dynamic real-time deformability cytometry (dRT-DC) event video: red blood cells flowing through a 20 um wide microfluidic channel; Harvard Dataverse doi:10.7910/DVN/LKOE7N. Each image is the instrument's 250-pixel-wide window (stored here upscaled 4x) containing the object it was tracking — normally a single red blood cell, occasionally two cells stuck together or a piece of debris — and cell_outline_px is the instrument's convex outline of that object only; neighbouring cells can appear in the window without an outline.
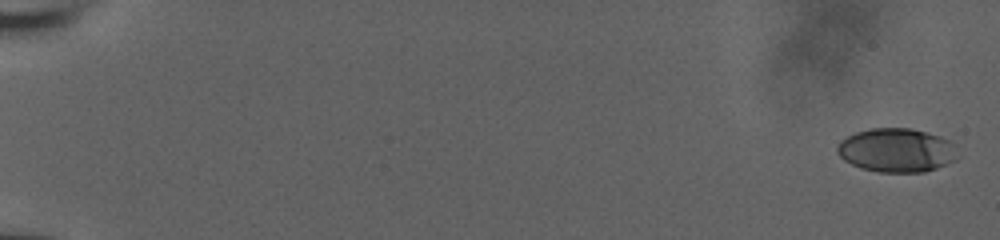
{"species": "human", "species_latin": "Homo sapiens", "temperature_condition": "room temperature", "stored_images_in_passage": 16, "camera_frame_rate_fps": 3000, "um_per_image_px": 0.085, "donor": {"sex": "male"}, "frame": {"image": 1, "passage_image": 1, "time_ms": 0.0, "image_size_px": [1000, 240], "cell_outline_px": [[956, 160], [936, 168], [924, 172], [880, 172], [860, 168], [844, 160], [836, 152], [836, 148], [840, 140], [856, 132], [868, 128], [912, 128], [940, 136], [948, 140], [952, 144]], "centroid_in_image_um": [76.15, 12.76], "position_along_channel_um": 8.8, "area_um2": 30.63}}
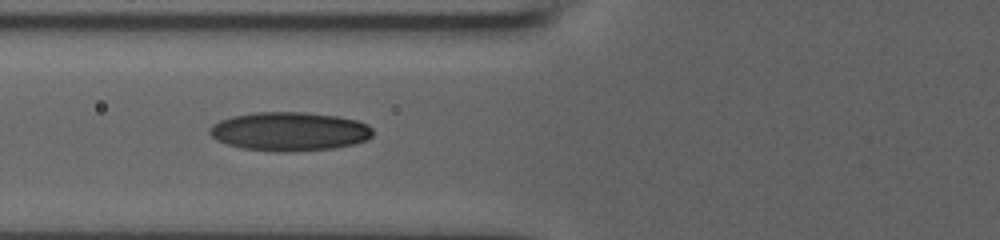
{"frame": {"image": 2, "passage_image": 12, "time_ms": 3.667, "image_size_px": [1000, 240], "cell_outline_px": [[372, 136], [368, 140], [356, 144], [336, 148], [292, 152], [276, 152], [240, 148], [216, 140], [208, 132], [208, 128], [212, 124], [220, 120], [232, 116], [256, 112], [304, 112], [336, 116], [356, 120], [368, 124], [372, 128]], "centroid_in_image_um": [24.61, 11.18], "position_along_channel_um": 101.2, "area_um2": 37.34}}
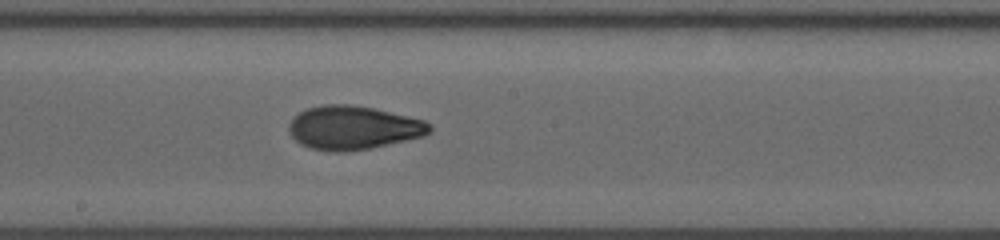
{"frame": {"image": 3, "passage_image": 16, "time_ms": 5.0, "image_size_px": [1000, 240], "cell_outline_px": [[432, 128], [424, 136], [368, 148], [344, 152], [332, 152], [312, 148], [300, 144], [292, 136], [288, 128], [288, 124], [300, 112], [308, 108], [324, 104], [348, 104], [372, 108], [424, 120], [432, 124]], "centroid_in_image_um": [30.01, 10.85], "position_along_channel_um": 218.2, "area_um2": 35.37}}